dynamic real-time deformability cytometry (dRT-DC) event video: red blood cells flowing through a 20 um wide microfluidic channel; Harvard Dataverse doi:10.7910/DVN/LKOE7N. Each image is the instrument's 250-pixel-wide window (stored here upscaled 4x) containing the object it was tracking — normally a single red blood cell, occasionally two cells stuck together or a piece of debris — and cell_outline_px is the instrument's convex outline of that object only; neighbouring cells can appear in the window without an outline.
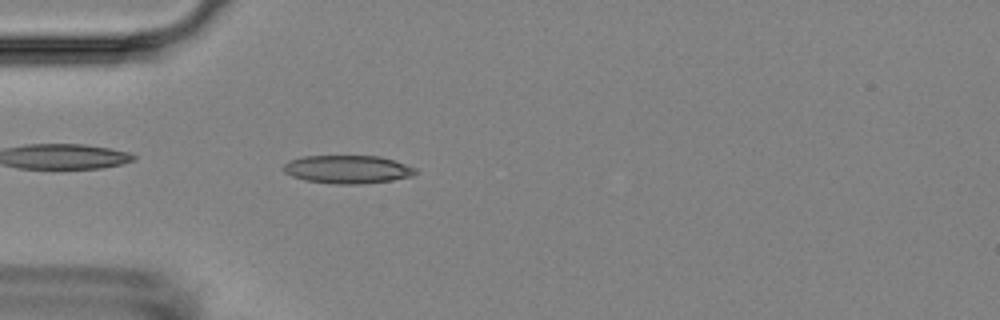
{"species": "Egyptian fruit bat (a non-hibernating species)", "species_latin": "Rousettus aegyptiacus", "temperature_condition": "room temperature", "stored_images_in_passage": 4, "camera_frame_rate_fps": 3000, "um_per_image_px": 0.085, "animal": {"sex": "female"}, "frame": {"image": 1, "passage_image": 4, "time_ms": 4.0, "image_size_px": [1000, 320], "cell_outline_px": [[420, 172], [412, 176], [392, 180], [360, 184], [332, 184], [304, 180], [292, 176], [284, 172], [284, 164], [288, 160], [304, 156], [380, 156], [416, 168]], "centroid_in_image_um": [29.54, 14.4], "position_along_channel_um": 55.5, "area_um2": 21.73}}